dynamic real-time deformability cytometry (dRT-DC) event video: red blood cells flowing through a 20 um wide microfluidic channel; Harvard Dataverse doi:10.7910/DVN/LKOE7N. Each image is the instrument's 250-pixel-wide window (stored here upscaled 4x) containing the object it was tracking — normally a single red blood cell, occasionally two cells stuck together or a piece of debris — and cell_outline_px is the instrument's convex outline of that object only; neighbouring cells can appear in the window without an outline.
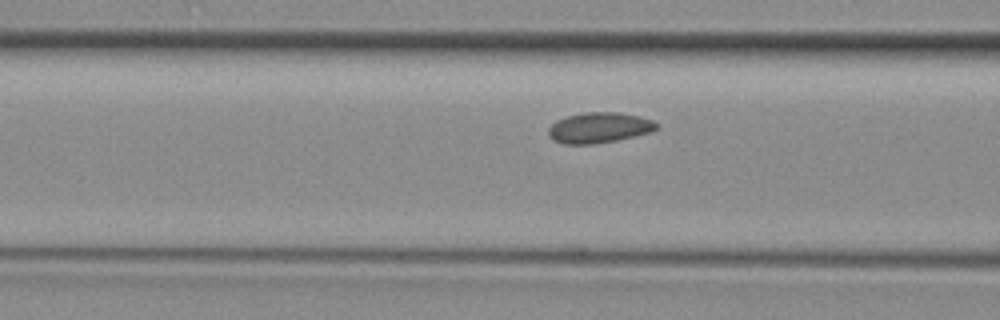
{"species": "common noctule bat (a hibernating species)", "species_latin": "Nyctalus noctula", "temperature_condition": "room temperature", "stored_images_in_passage": 18, "camera_frame_rate_fps": 3000, "um_per_image_px": 0.085, "animal": {"sex": "female", "body_mass_g": 29.2, "forearm_length_mm": 56.3}, "frame": {"image": 1, "passage_image": 13, "time_ms": 4.0, "image_size_px": [1000, 320], "cell_outline_px": [[660, 124], [656, 128], [648, 132], [616, 140], [596, 144], [564, 144], [552, 140], [548, 136], [548, 128], [556, 120], [568, 116], [584, 112], [616, 112], [636, 116], [652, 120]], "centroid_in_image_um": [50.86, 10.86], "position_along_channel_um": 115.7, "area_um2": 19.07}}
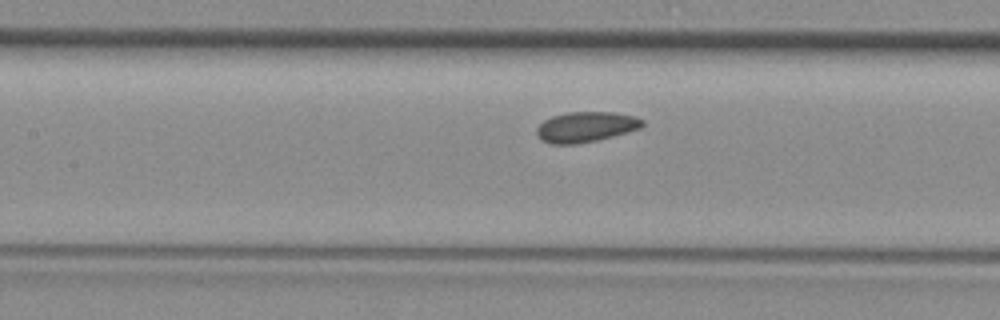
{"frame": {"image": 2, "passage_image": 16, "time_ms": 5.0, "image_size_px": [1000, 320], "cell_outline_px": [[644, 124], [640, 128], [612, 136], [596, 140], [576, 144], [548, 144], [540, 140], [536, 132], [536, 128], [544, 120], [552, 116], [568, 112], [612, 112], [636, 116], [644, 120]], "centroid_in_image_um": [49.77, 10.79], "position_along_channel_um": 157.6, "area_um2": 18.73}}